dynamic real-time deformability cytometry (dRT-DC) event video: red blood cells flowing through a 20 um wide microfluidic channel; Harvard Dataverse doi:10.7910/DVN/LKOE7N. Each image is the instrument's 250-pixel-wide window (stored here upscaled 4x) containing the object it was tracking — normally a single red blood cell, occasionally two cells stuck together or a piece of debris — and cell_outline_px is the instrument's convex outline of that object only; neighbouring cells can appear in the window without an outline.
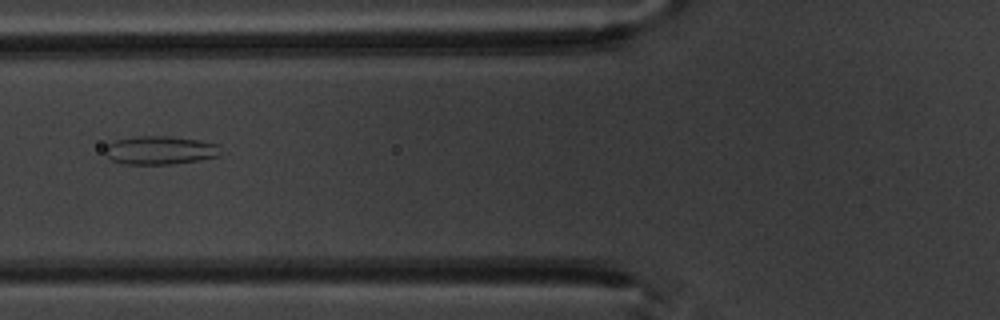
{"species": "common noctule bat (a hibernating species)", "species_latin": "Nyctalus noctula", "temperature_condition": "warm", "stored_images_in_passage": 2, "camera_frame_rate_fps": 3000, "um_per_image_px": 0.085, "animal": {"sex": "male", "body_mass_g": 20.1, "forearm_length_mm": 53.5}, "frame": {"image": 1, "passage_image": 2, "time_ms": 1.0, "image_size_px": [1000, 320], "cell_outline_px": [[220, 156], [200, 160], [168, 164], [124, 164], [112, 160], [104, 152], [104, 148], [108, 144], [116, 140], [136, 136], [172, 136], [220, 144]], "centroid_in_image_um": [13.61, 12.77], "position_along_channel_um": 112.2, "area_um2": 19.19}}